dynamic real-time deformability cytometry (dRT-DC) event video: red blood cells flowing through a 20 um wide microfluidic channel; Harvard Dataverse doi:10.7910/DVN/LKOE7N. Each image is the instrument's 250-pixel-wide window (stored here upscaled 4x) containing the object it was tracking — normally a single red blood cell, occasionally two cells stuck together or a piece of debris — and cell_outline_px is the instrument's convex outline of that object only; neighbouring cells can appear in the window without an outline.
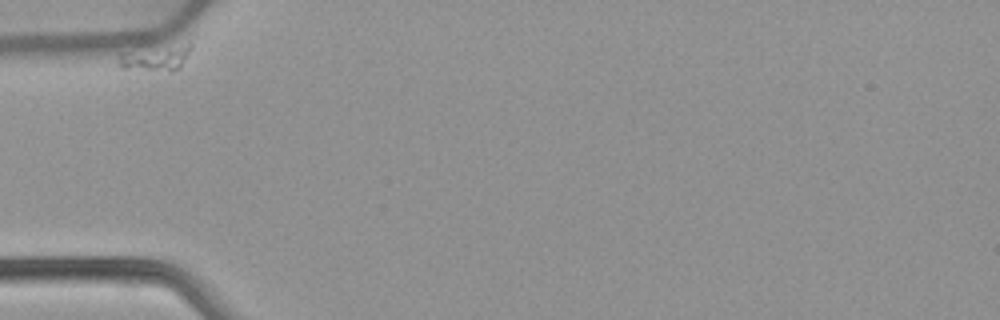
{"species": "common noctule bat (a hibernating species)", "species_latin": "Nyctalus noctula", "temperature_condition": "warm", "stored_images_in_passage": 10, "camera_frame_rate_fps": 3000, "um_per_image_px": 0.085, "animal": {"sex": "female", "body_mass_g": 22.7, "forearm_length_mm": 54.2}, "frame": {"image": 1, "passage_image": 1, "time_ms": 0.0, "image_size_px": [1000, 320], "cell_outline_px": [[192, 48], [180, 68], [124, 68], [120, 64], [120, 52], [188, 40], [192, 44]], "centroid_in_image_um": [13.35, 4.77], "position_along_channel_um": 71.6, "area_um2": 10.64}}